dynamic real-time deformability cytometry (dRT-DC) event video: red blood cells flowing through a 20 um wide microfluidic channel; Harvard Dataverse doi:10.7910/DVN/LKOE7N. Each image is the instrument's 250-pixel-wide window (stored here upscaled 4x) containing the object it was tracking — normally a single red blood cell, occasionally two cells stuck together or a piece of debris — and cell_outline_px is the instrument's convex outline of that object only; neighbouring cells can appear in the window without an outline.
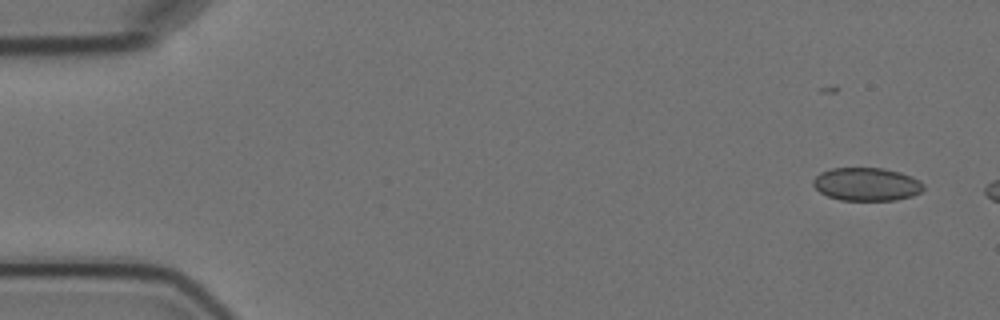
{"species": "Egyptian fruit bat (a non-hibernating species)", "species_latin": "Rousettus aegyptiacus", "temperature_condition": "cold", "stored_images_in_passage": 3, "camera_frame_rate_fps": 3000, "um_per_image_px": 0.085, "animal": {"sex": "female"}, "frame": {"image": 1, "passage_image": 1, "time_ms": 0.0, "image_size_px": [1000, 320], "cell_outline_px": [[924, 188], [920, 192], [912, 196], [896, 200], [840, 200], [828, 196], [820, 192], [812, 184], [812, 180], [820, 172], [832, 168], [884, 168], [900, 172], [912, 176], [924, 184]], "centroid_in_image_um": [73.66, 15.65], "position_along_channel_um": 11.3, "area_um2": 21.39}}